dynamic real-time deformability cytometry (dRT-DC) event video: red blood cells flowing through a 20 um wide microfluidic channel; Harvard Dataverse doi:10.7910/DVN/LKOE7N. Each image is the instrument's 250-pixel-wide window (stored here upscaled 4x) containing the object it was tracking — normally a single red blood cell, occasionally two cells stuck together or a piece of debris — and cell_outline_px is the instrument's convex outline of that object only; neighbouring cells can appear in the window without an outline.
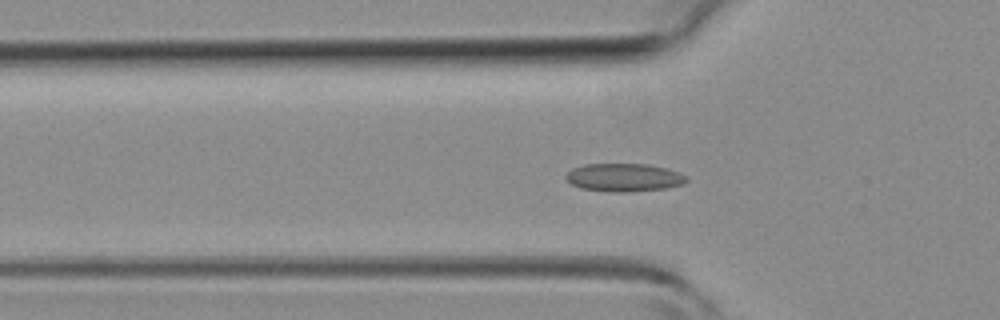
{"species": "common noctule bat (a hibernating species)", "species_latin": "Nyctalus noctula", "temperature_condition": "room temperature", "stored_images_in_passage": 47, "camera_frame_rate_fps": 3000, "um_per_image_px": 0.085, "animal": {"sex": "female", "body_mass_g": 19.3, "forearm_length_mm": 54.1}, "frame": {"image": 1, "passage_image": 15, "time_ms": 4.667, "image_size_px": [1000, 320], "cell_outline_px": [[688, 180], [684, 184], [664, 188], [628, 192], [612, 192], [580, 188], [572, 184], [564, 176], [572, 168], [584, 164], [648, 164], [668, 168], [680, 172], [688, 176]], "centroid_in_image_um": [53.07, 15.08], "position_along_channel_um": 72.7, "area_um2": 19.88}}
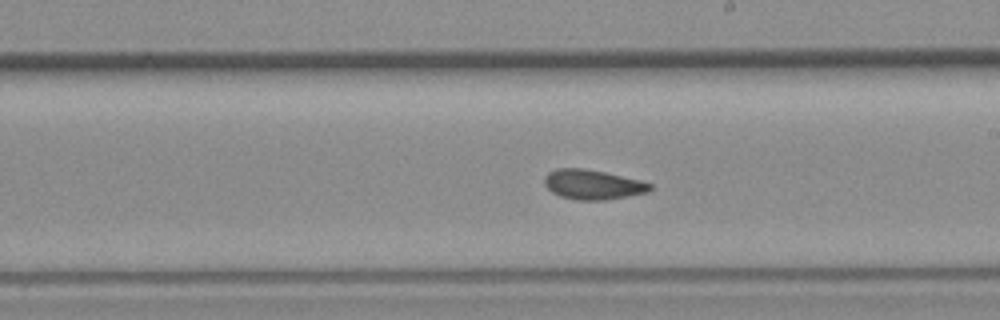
{"frame": {"image": 2, "passage_image": 26, "time_ms": 8.333, "image_size_px": [1000, 320], "cell_outline_px": [[652, 188], [648, 192], [628, 196], [604, 200], [576, 200], [560, 196], [552, 192], [544, 184], [544, 176], [548, 172], [556, 168], [584, 168], [604, 172], [640, 180], [652, 184]], "centroid_in_image_um": [50.36, 15.68], "position_along_channel_um": 238.6, "area_um2": 18.32}}
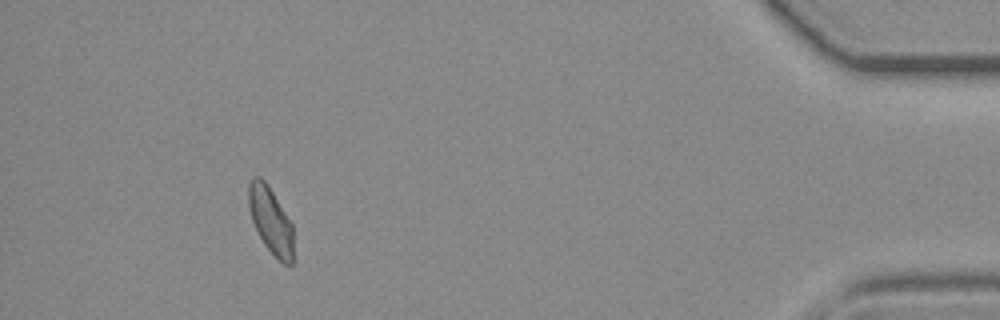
{"frame": {"image": 3, "passage_image": 42, "time_ms": 13.667, "image_size_px": [1000, 320], "cell_outline_px": [[292, 264], [284, 264], [264, 244], [252, 220], [248, 208], [248, 184], [252, 176], [260, 176], [268, 184], [292, 224]], "centroid_in_image_um": [22.97, 18.66], "position_along_channel_um": 412.2, "area_um2": 17.11}}